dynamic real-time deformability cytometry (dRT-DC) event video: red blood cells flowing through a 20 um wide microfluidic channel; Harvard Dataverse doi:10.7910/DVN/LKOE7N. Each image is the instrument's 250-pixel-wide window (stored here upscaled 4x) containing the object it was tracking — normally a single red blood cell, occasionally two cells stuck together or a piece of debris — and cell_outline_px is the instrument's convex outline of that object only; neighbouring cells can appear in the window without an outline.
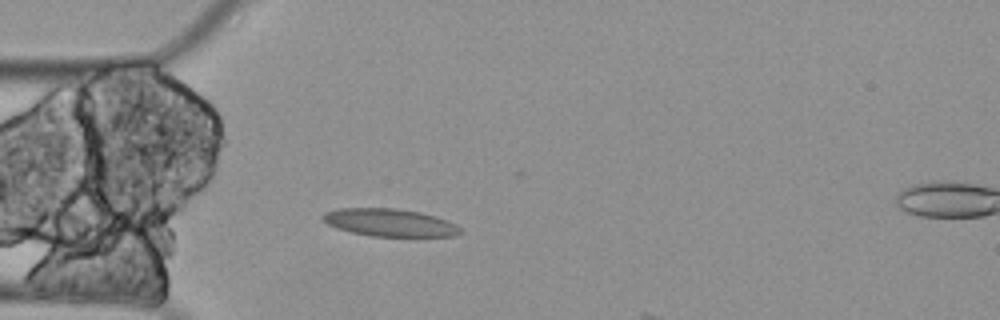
{"species": "Egyptian fruit bat (a non-hibernating species)", "species_latin": "Rousettus aegyptiacus", "temperature_condition": "cold", "stored_images_in_passage": 5, "camera_frame_rate_fps": 3000, "um_per_image_px": 0.085, "animal": {"sex": "female"}, "frame": {"image": 1, "passage_image": 4, "time_ms": 1.0, "image_size_px": [1000, 320], "cell_outline_px": [[464, 232], [456, 236], [372, 236], [352, 232], [336, 228], [328, 224], [320, 216], [324, 212], [336, 208], [396, 208], [420, 212], [436, 216], [448, 220], [456, 224]], "centroid_in_image_um": [33.14, 18.91], "position_along_channel_um": 51.9, "area_um2": 22.31}}